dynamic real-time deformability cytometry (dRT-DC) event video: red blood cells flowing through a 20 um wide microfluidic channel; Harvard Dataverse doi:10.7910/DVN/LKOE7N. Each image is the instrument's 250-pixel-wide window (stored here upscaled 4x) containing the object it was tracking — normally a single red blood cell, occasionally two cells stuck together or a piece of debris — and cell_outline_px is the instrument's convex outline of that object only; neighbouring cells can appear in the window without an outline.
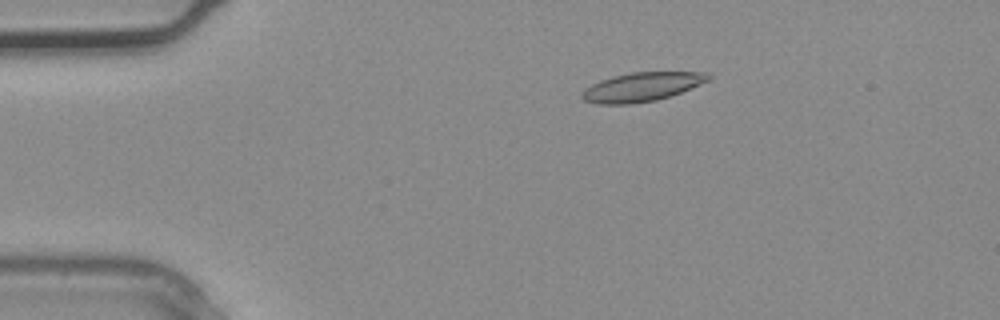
{"species": "common noctule bat (a hibernating species)", "species_latin": "Nyctalus noctula", "temperature_condition": "warm", "stored_images_in_passage": 1, "camera_frame_rate_fps": 3000, "um_per_image_px": 0.085, "animal": {"sex": "male", "body_mass_g": 20.4}, "frame": {"image": 1, "passage_image": 1, "time_ms": 0.0, "image_size_px": [1000, 320], "cell_outline_px": [[712, 76], [708, 80], [680, 92], [656, 100], [632, 104], [596, 104], [584, 100], [580, 96], [580, 92], [584, 88], [600, 80], [612, 76], [632, 72], [708, 72]], "centroid_in_image_um": [54.48, 7.39], "position_along_channel_um": 30.5, "area_um2": 21.27}}